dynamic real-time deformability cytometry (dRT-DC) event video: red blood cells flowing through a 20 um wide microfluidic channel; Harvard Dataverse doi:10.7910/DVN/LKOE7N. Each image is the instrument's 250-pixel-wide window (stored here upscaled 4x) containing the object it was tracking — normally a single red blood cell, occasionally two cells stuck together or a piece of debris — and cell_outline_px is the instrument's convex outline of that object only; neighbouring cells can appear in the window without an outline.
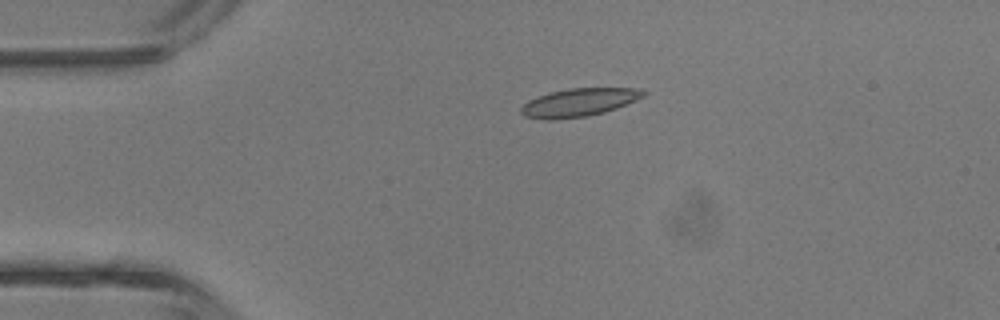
{"species": "common noctule bat (a hibernating species)", "species_latin": "Nyctalus noctula", "temperature_condition": "room temperature", "stored_images_in_passage": 5, "camera_frame_rate_fps": 3000, "um_per_image_px": 0.085, "animal": {"sex": "male", "body_mass_g": 13.3}, "frame": {"image": 1, "passage_image": 3, "time_ms": 2.333, "image_size_px": [1000, 320], "cell_outline_px": [[648, 92], [644, 96], [636, 100], [616, 108], [604, 112], [588, 116], [556, 120], [544, 120], [524, 116], [520, 112], [520, 108], [528, 100], [552, 92], [568, 88], [640, 88]], "centroid_in_image_um": [49.21, 8.71], "position_along_channel_um": 35.8, "area_um2": 20.11}}